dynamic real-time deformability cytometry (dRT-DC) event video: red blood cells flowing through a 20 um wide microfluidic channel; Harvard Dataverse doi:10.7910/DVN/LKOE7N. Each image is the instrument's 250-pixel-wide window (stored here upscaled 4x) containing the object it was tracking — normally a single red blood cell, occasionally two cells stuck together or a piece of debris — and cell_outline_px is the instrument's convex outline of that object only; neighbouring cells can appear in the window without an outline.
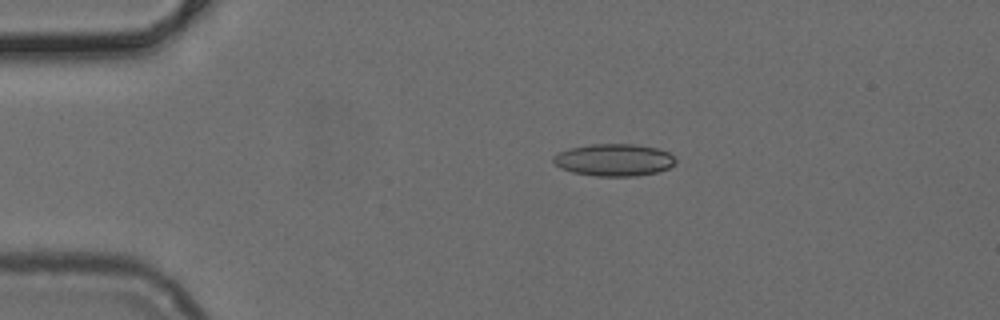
{"species": "common noctule bat (a hibernating species)", "species_latin": "Nyctalus noctula", "temperature_condition": "cold", "stored_images_in_passage": 35, "camera_frame_rate_fps": 3000, "um_per_image_px": 0.085, "animal": {"sex": "female", "body_mass_g": 24.6, "forearm_length_mm": 56.2}, "frame": {"image": 1, "passage_image": 2, "time_ms": 0.333, "image_size_px": [1000, 320], "cell_outline_px": [[676, 164], [668, 168], [656, 172], [636, 176], [596, 176], [572, 172], [560, 168], [552, 160], [552, 156], [560, 152], [572, 148], [592, 144], [636, 144], [656, 148], [668, 152], [676, 160]], "centroid_in_image_um": [52.2, 13.6], "position_along_channel_um": 32.8, "area_um2": 22.83}}
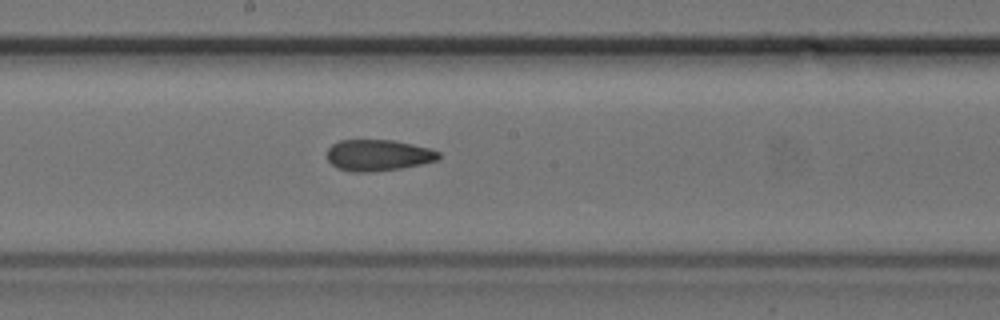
{"frame": {"image": 2, "passage_image": 19, "time_ms": 6.0, "image_size_px": [1000, 320], "cell_outline_px": [[440, 156], [436, 160], [420, 164], [400, 168], [372, 172], [352, 172], [336, 168], [328, 160], [328, 148], [332, 144], [340, 140], [392, 140], [432, 148], [440, 152]], "centroid_in_image_um": [32.14, 13.19], "position_along_channel_um": 216.1, "area_um2": 20.35}}
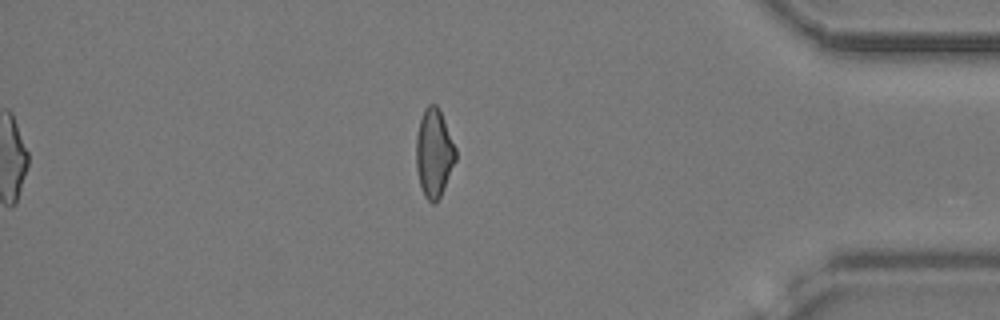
{"frame": {"image": 3, "passage_image": 35, "time_ms": 11.333, "image_size_px": [1000, 320], "cell_outline_px": [[456, 160], [444, 188], [440, 196], [432, 204], [424, 196], [420, 184], [416, 168], [416, 136], [420, 120], [424, 108], [428, 104], [436, 104], [440, 108], [456, 148]], "centroid_in_image_um": [36.89, 12.97], "position_along_channel_um": 398.3, "area_um2": 20.4}}